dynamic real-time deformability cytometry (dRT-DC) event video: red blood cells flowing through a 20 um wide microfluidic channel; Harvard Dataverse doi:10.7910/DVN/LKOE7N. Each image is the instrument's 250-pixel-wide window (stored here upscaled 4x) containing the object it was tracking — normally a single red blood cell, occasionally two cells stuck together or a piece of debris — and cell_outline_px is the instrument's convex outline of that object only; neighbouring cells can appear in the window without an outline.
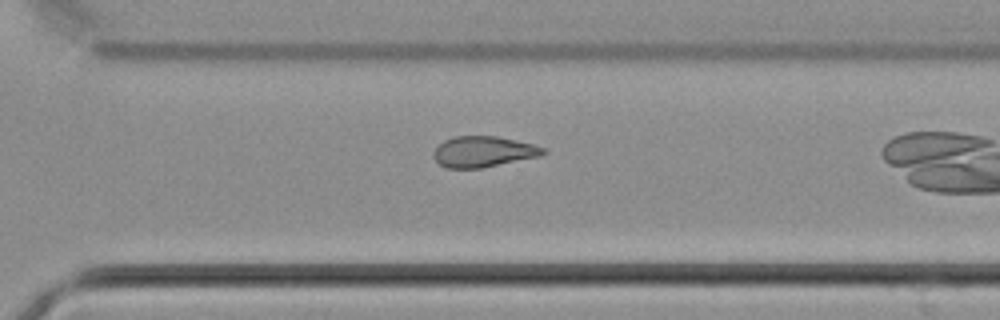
{"species": "common noctule bat (a hibernating species)", "species_latin": "Nyctalus noctula", "temperature_condition": "cold", "stored_images_in_passage": 29, "camera_frame_rate_fps": 3000, "um_per_image_px": 0.085, "animal": {"sex": "male", "body_mass_g": 21.5, "forearm_length_mm": 52.0}, "frame": {"image": 1, "passage_image": 25, "time_ms": 8.0, "image_size_px": [1000, 320], "cell_outline_px": [[548, 152], [540, 156], [480, 168], [448, 168], [440, 164], [432, 156], [432, 152], [444, 140], [456, 136], [496, 136], [532, 144], [544, 148]], "centroid_in_image_um": [41.07, 12.89], "position_along_channel_um": 329.5, "area_um2": 19.48}}